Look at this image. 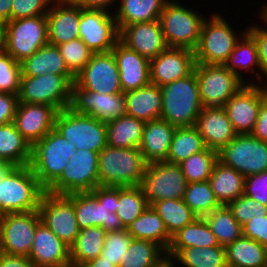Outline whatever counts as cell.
<instances>
[{
    "instance_id": "6125c7cd",
    "label": "cell",
    "mask_w": 267,
    "mask_h": 267,
    "mask_svg": "<svg viewBox=\"0 0 267 267\" xmlns=\"http://www.w3.org/2000/svg\"><path fill=\"white\" fill-rule=\"evenodd\" d=\"M13 0H0V23L5 24L11 20Z\"/></svg>"
},
{
    "instance_id": "d6986e66",
    "label": "cell",
    "mask_w": 267,
    "mask_h": 267,
    "mask_svg": "<svg viewBox=\"0 0 267 267\" xmlns=\"http://www.w3.org/2000/svg\"><path fill=\"white\" fill-rule=\"evenodd\" d=\"M75 83L86 91L100 94L123 93L113 52L93 53L90 61L76 75Z\"/></svg>"
},
{
    "instance_id": "836d02e7",
    "label": "cell",
    "mask_w": 267,
    "mask_h": 267,
    "mask_svg": "<svg viewBox=\"0 0 267 267\" xmlns=\"http://www.w3.org/2000/svg\"><path fill=\"white\" fill-rule=\"evenodd\" d=\"M32 146L19 133L14 122L0 125V162L13 166L30 165Z\"/></svg>"
},
{
    "instance_id": "d4e9b609",
    "label": "cell",
    "mask_w": 267,
    "mask_h": 267,
    "mask_svg": "<svg viewBox=\"0 0 267 267\" xmlns=\"http://www.w3.org/2000/svg\"><path fill=\"white\" fill-rule=\"evenodd\" d=\"M81 7L71 0H54L46 14L48 42L60 45L79 38Z\"/></svg>"
},
{
    "instance_id": "e7e4bbea",
    "label": "cell",
    "mask_w": 267,
    "mask_h": 267,
    "mask_svg": "<svg viewBox=\"0 0 267 267\" xmlns=\"http://www.w3.org/2000/svg\"><path fill=\"white\" fill-rule=\"evenodd\" d=\"M6 53V29L5 24L0 23V55Z\"/></svg>"
},
{
    "instance_id": "5b68a950",
    "label": "cell",
    "mask_w": 267,
    "mask_h": 267,
    "mask_svg": "<svg viewBox=\"0 0 267 267\" xmlns=\"http://www.w3.org/2000/svg\"><path fill=\"white\" fill-rule=\"evenodd\" d=\"M44 191L30 165L14 166L0 181V216L38 210Z\"/></svg>"
},
{
    "instance_id": "f5cc1de1",
    "label": "cell",
    "mask_w": 267,
    "mask_h": 267,
    "mask_svg": "<svg viewBox=\"0 0 267 267\" xmlns=\"http://www.w3.org/2000/svg\"><path fill=\"white\" fill-rule=\"evenodd\" d=\"M54 0H13L11 20L43 16L49 11Z\"/></svg>"
},
{
    "instance_id": "ee69618b",
    "label": "cell",
    "mask_w": 267,
    "mask_h": 267,
    "mask_svg": "<svg viewBox=\"0 0 267 267\" xmlns=\"http://www.w3.org/2000/svg\"><path fill=\"white\" fill-rule=\"evenodd\" d=\"M172 259L183 267H228L223 246L182 248Z\"/></svg>"
},
{
    "instance_id": "680465c9",
    "label": "cell",
    "mask_w": 267,
    "mask_h": 267,
    "mask_svg": "<svg viewBox=\"0 0 267 267\" xmlns=\"http://www.w3.org/2000/svg\"><path fill=\"white\" fill-rule=\"evenodd\" d=\"M251 135L267 142V97L262 101Z\"/></svg>"
},
{
    "instance_id": "9c48e42d",
    "label": "cell",
    "mask_w": 267,
    "mask_h": 267,
    "mask_svg": "<svg viewBox=\"0 0 267 267\" xmlns=\"http://www.w3.org/2000/svg\"><path fill=\"white\" fill-rule=\"evenodd\" d=\"M54 129L76 145V150L86 149L99 153L107 146L106 123L95 117L74 113L70 108L58 112Z\"/></svg>"
},
{
    "instance_id": "484cf974",
    "label": "cell",
    "mask_w": 267,
    "mask_h": 267,
    "mask_svg": "<svg viewBox=\"0 0 267 267\" xmlns=\"http://www.w3.org/2000/svg\"><path fill=\"white\" fill-rule=\"evenodd\" d=\"M195 126L205 146L217 152L238 135L224 107H203Z\"/></svg>"
},
{
    "instance_id": "cb8c5ba5",
    "label": "cell",
    "mask_w": 267,
    "mask_h": 267,
    "mask_svg": "<svg viewBox=\"0 0 267 267\" xmlns=\"http://www.w3.org/2000/svg\"><path fill=\"white\" fill-rule=\"evenodd\" d=\"M119 40L149 60L168 47L159 20L124 26L120 30Z\"/></svg>"
},
{
    "instance_id": "8d00e7d4",
    "label": "cell",
    "mask_w": 267,
    "mask_h": 267,
    "mask_svg": "<svg viewBox=\"0 0 267 267\" xmlns=\"http://www.w3.org/2000/svg\"><path fill=\"white\" fill-rule=\"evenodd\" d=\"M126 230L133 239L153 241L165 251L171 244L172 237L168 234L163 220L152 206H148L136 220L129 224Z\"/></svg>"
},
{
    "instance_id": "bcb514c9",
    "label": "cell",
    "mask_w": 267,
    "mask_h": 267,
    "mask_svg": "<svg viewBox=\"0 0 267 267\" xmlns=\"http://www.w3.org/2000/svg\"><path fill=\"white\" fill-rule=\"evenodd\" d=\"M183 200L197 217H204L221 206L209 181L188 183Z\"/></svg>"
},
{
    "instance_id": "7c38bea8",
    "label": "cell",
    "mask_w": 267,
    "mask_h": 267,
    "mask_svg": "<svg viewBox=\"0 0 267 267\" xmlns=\"http://www.w3.org/2000/svg\"><path fill=\"white\" fill-rule=\"evenodd\" d=\"M194 70L203 107H223L245 84L225 65L195 63Z\"/></svg>"
},
{
    "instance_id": "b9f144b4",
    "label": "cell",
    "mask_w": 267,
    "mask_h": 267,
    "mask_svg": "<svg viewBox=\"0 0 267 267\" xmlns=\"http://www.w3.org/2000/svg\"><path fill=\"white\" fill-rule=\"evenodd\" d=\"M206 148L196 126L176 127L166 162L179 164Z\"/></svg>"
},
{
    "instance_id": "4dcf8cb0",
    "label": "cell",
    "mask_w": 267,
    "mask_h": 267,
    "mask_svg": "<svg viewBox=\"0 0 267 267\" xmlns=\"http://www.w3.org/2000/svg\"><path fill=\"white\" fill-rule=\"evenodd\" d=\"M21 76H40L46 73L74 75L67 67L56 45L50 43L39 48L21 63Z\"/></svg>"
},
{
    "instance_id": "ac0fdd59",
    "label": "cell",
    "mask_w": 267,
    "mask_h": 267,
    "mask_svg": "<svg viewBox=\"0 0 267 267\" xmlns=\"http://www.w3.org/2000/svg\"><path fill=\"white\" fill-rule=\"evenodd\" d=\"M69 108L74 113L95 117L100 122L108 123L126 115V100L124 93L100 94L86 91L74 82L71 85Z\"/></svg>"
},
{
    "instance_id": "e0dca14e",
    "label": "cell",
    "mask_w": 267,
    "mask_h": 267,
    "mask_svg": "<svg viewBox=\"0 0 267 267\" xmlns=\"http://www.w3.org/2000/svg\"><path fill=\"white\" fill-rule=\"evenodd\" d=\"M119 34L114 13L81 8L79 38L93 53L110 52L119 41Z\"/></svg>"
},
{
    "instance_id": "2e32d148",
    "label": "cell",
    "mask_w": 267,
    "mask_h": 267,
    "mask_svg": "<svg viewBox=\"0 0 267 267\" xmlns=\"http://www.w3.org/2000/svg\"><path fill=\"white\" fill-rule=\"evenodd\" d=\"M40 222L38 210L1 215L0 252L28 257Z\"/></svg>"
},
{
    "instance_id": "94428289",
    "label": "cell",
    "mask_w": 267,
    "mask_h": 267,
    "mask_svg": "<svg viewBox=\"0 0 267 267\" xmlns=\"http://www.w3.org/2000/svg\"><path fill=\"white\" fill-rule=\"evenodd\" d=\"M75 5L83 9H108L113 6L117 0H71Z\"/></svg>"
},
{
    "instance_id": "44dd1931",
    "label": "cell",
    "mask_w": 267,
    "mask_h": 267,
    "mask_svg": "<svg viewBox=\"0 0 267 267\" xmlns=\"http://www.w3.org/2000/svg\"><path fill=\"white\" fill-rule=\"evenodd\" d=\"M58 112L51 105L18 102L14 124L33 146L54 128Z\"/></svg>"
},
{
    "instance_id": "be15d7a7",
    "label": "cell",
    "mask_w": 267,
    "mask_h": 267,
    "mask_svg": "<svg viewBox=\"0 0 267 267\" xmlns=\"http://www.w3.org/2000/svg\"><path fill=\"white\" fill-rule=\"evenodd\" d=\"M81 267H118L112 264V262H109L105 259L103 256H99L96 259H93L86 264L82 265Z\"/></svg>"
},
{
    "instance_id": "4fadbf2b",
    "label": "cell",
    "mask_w": 267,
    "mask_h": 267,
    "mask_svg": "<svg viewBox=\"0 0 267 267\" xmlns=\"http://www.w3.org/2000/svg\"><path fill=\"white\" fill-rule=\"evenodd\" d=\"M218 160L245 178L267 170V142L238 134L218 152Z\"/></svg>"
},
{
    "instance_id": "db71d44e",
    "label": "cell",
    "mask_w": 267,
    "mask_h": 267,
    "mask_svg": "<svg viewBox=\"0 0 267 267\" xmlns=\"http://www.w3.org/2000/svg\"><path fill=\"white\" fill-rule=\"evenodd\" d=\"M244 195L267 206V170L245 178Z\"/></svg>"
},
{
    "instance_id": "603a6c76",
    "label": "cell",
    "mask_w": 267,
    "mask_h": 267,
    "mask_svg": "<svg viewBox=\"0 0 267 267\" xmlns=\"http://www.w3.org/2000/svg\"><path fill=\"white\" fill-rule=\"evenodd\" d=\"M28 257L34 267H71L70 247L42 221L37 225Z\"/></svg>"
},
{
    "instance_id": "4316f807",
    "label": "cell",
    "mask_w": 267,
    "mask_h": 267,
    "mask_svg": "<svg viewBox=\"0 0 267 267\" xmlns=\"http://www.w3.org/2000/svg\"><path fill=\"white\" fill-rule=\"evenodd\" d=\"M111 51L117 62L123 93L150 83L149 59L128 48L120 40Z\"/></svg>"
},
{
    "instance_id": "91938a15",
    "label": "cell",
    "mask_w": 267,
    "mask_h": 267,
    "mask_svg": "<svg viewBox=\"0 0 267 267\" xmlns=\"http://www.w3.org/2000/svg\"><path fill=\"white\" fill-rule=\"evenodd\" d=\"M0 267H34L29 257L0 252Z\"/></svg>"
},
{
    "instance_id": "8fae6325",
    "label": "cell",
    "mask_w": 267,
    "mask_h": 267,
    "mask_svg": "<svg viewBox=\"0 0 267 267\" xmlns=\"http://www.w3.org/2000/svg\"><path fill=\"white\" fill-rule=\"evenodd\" d=\"M98 157V152L76 150L61 176L46 191L61 195L92 192L99 186Z\"/></svg>"
},
{
    "instance_id": "7dc6e473",
    "label": "cell",
    "mask_w": 267,
    "mask_h": 267,
    "mask_svg": "<svg viewBox=\"0 0 267 267\" xmlns=\"http://www.w3.org/2000/svg\"><path fill=\"white\" fill-rule=\"evenodd\" d=\"M218 160V152L205 148L192 154L186 160L179 163L180 168L188 183L209 181L215 162Z\"/></svg>"
},
{
    "instance_id": "60d3db41",
    "label": "cell",
    "mask_w": 267,
    "mask_h": 267,
    "mask_svg": "<svg viewBox=\"0 0 267 267\" xmlns=\"http://www.w3.org/2000/svg\"><path fill=\"white\" fill-rule=\"evenodd\" d=\"M165 258L166 251L157 243L132 239L118 267H155Z\"/></svg>"
},
{
    "instance_id": "74e56055",
    "label": "cell",
    "mask_w": 267,
    "mask_h": 267,
    "mask_svg": "<svg viewBox=\"0 0 267 267\" xmlns=\"http://www.w3.org/2000/svg\"><path fill=\"white\" fill-rule=\"evenodd\" d=\"M228 267H267V248L241 236L225 247Z\"/></svg>"
},
{
    "instance_id": "1f68e13d",
    "label": "cell",
    "mask_w": 267,
    "mask_h": 267,
    "mask_svg": "<svg viewBox=\"0 0 267 267\" xmlns=\"http://www.w3.org/2000/svg\"><path fill=\"white\" fill-rule=\"evenodd\" d=\"M209 182L221 205H227L244 194L245 177L219 160L213 166Z\"/></svg>"
},
{
    "instance_id": "f907efd6",
    "label": "cell",
    "mask_w": 267,
    "mask_h": 267,
    "mask_svg": "<svg viewBox=\"0 0 267 267\" xmlns=\"http://www.w3.org/2000/svg\"><path fill=\"white\" fill-rule=\"evenodd\" d=\"M21 75V63L16 62L7 52L0 55V92L18 95Z\"/></svg>"
},
{
    "instance_id": "c3c4849f",
    "label": "cell",
    "mask_w": 267,
    "mask_h": 267,
    "mask_svg": "<svg viewBox=\"0 0 267 267\" xmlns=\"http://www.w3.org/2000/svg\"><path fill=\"white\" fill-rule=\"evenodd\" d=\"M68 69L76 76L90 61L93 52L80 39L57 45Z\"/></svg>"
},
{
    "instance_id": "d590c367",
    "label": "cell",
    "mask_w": 267,
    "mask_h": 267,
    "mask_svg": "<svg viewBox=\"0 0 267 267\" xmlns=\"http://www.w3.org/2000/svg\"><path fill=\"white\" fill-rule=\"evenodd\" d=\"M145 122L124 115L106 123L107 145L115 148H139Z\"/></svg>"
},
{
    "instance_id": "6da1fadb",
    "label": "cell",
    "mask_w": 267,
    "mask_h": 267,
    "mask_svg": "<svg viewBox=\"0 0 267 267\" xmlns=\"http://www.w3.org/2000/svg\"><path fill=\"white\" fill-rule=\"evenodd\" d=\"M119 187L98 186L92 192L73 193V205L79 229L102 227L106 232L126 229L116 214Z\"/></svg>"
},
{
    "instance_id": "30bf717a",
    "label": "cell",
    "mask_w": 267,
    "mask_h": 267,
    "mask_svg": "<svg viewBox=\"0 0 267 267\" xmlns=\"http://www.w3.org/2000/svg\"><path fill=\"white\" fill-rule=\"evenodd\" d=\"M5 29L6 52L18 63L49 43L46 15L10 20Z\"/></svg>"
},
{
    "instance_id": "3957f363",
    "label": "cell",
    "mask_w": 267,
    "mask_h": 267,
    "mask_svg": "<svg viewBox=\"0 0 267 267\" xmlns=\"http://www.w3.org/2000/svg\"><path fill=\"white\" fill-rule=\"evenodd\" d=\"M160 89L161 119L176 127L194 126L203 108L195 70L184 78L161 86Z\"/></svg>"
},
{
    "instance_id": "f546056e",
    "label": "cell",
    "mask_w": 267,
    "mask_h": 267,
    "mask_svg": "<svg viewBox=\"0 0 267 267\" xmlns=\"http://www.w3.org/2000/svg\"><path fill=\"white\" fill-rule=\"evenodd\" d=\"M220 246L216 236L203 217L180 229L172 236L171 244L166 251V257L173 258L182 248Z\"/></svg>"
},
{
    "instance_id": "681fc988",
    "label": "cell",
    "mask_w": 267,
    "mask_h": 267,
    "mask_svg": "<svg viewBox=\"0 0 267 267\" xmlns=\"http://www.w3.org/2000/svg\"><path fill=\"white\" fill-rule=\"evenodd\" d=\"M132 236L126 230L115 232H107L101 256L112 262L115 266H119L122 257L129 249L132 241Z\"/></svg>"
},
{
    "instance_id": "e575fe53",
    "label": "cell",
    "mask_w": 267,
    "mask_h": 267,
    "mask_svg": "<svg viewBox=\"0 0 267 267\" xmlns=\"http://www.w3.org/2000/svg\"><path fill=\"white\" fill-rule=\"evenodd\" d=\"M106 233L99 226L80 229L75 242L70 246L71 267H81L99 257L103 250Z\"/></svg>"
},
{
    "instance_id": "52a82bcc",
    "label": "cell",
    "mask_w": 267,
    "mask_h": 267,
    "mask_svg": "<svg viewBox=\"0 0 267 267\" xmlns=\"http://www.w3.org/2000/svg\"><path fill=\"white\" fill-rule=\"evenodd\" d=\"M75 75L46 73L40 76H21L18 101L22 103L46 104L58 111L69 108L71 85Z\"/></svg>"
},
{
    "instance_id": "9f6ffc18",
    "label": "cell",
    "mask_w": 267,
    "mask_h": 267,
    "mask_svg": "<svg viewBox=\"0 0 267 267\" xmlns=\"http://www.w3.org/2000/svg\"><path fill=\"white\" fill-rule=\"evenodd\" d=\"M242 234L267 248V215L254 216L242 226Z\"/></svg>"
},
{
    "instance_id": "ab89813d",
    "label": "cell",
    "mask_w": 267,
    "mask_h": 267,
    "mask_svg": "<svg viewBox=\"0 0 267 267\" xmlns=\"http://www.w3.org/2000/svg\"><path fill=\"white\" fill-rule=\"evenodd\" d=\"M152 207L163 220L165 228L171 237L198 218L183 199L160 200L155 202Z\"/></svg>"
},
{
    "instance_id": "d6a6232c",
    "label": "cell",
    "mask_w": 267,
    "mask_h": 267,
    "mask_svg": "<svg viewBox=\"0 0 267 267\" xmlns=\"http://www.w3.org/2000/svg\"><path fill=\"white\" fill-rule=\"evenodd\" d=\"M168 0H119L114 17L119 31L124 27L141 22L159 20Z\"/></svg>"
},
{
    "instance_id": "7402d4cb",
    "label": "cell",
    "mask_w": 267,
    "mask_h": 267,
    "mask_svg": "<svg viewBox=\"0 0 267 267\" xmlns=\"http://www.w3.org/2000/svg\"><path fill=\"white\" fill-rule=\"evenodd\" d=\"M195 66L194 52L184 48L167 47L150 59V83L163 86L189 75Z\"/></svg>"
},
{
    "instance_id": "11a10c76",
    "label": "cell",
    "mask_w": 267,
    "mask_h": 267,
    "mask_svg": "<svg viewBox=\"0 0 267 267\" xmlns=\"http://www.w3.org/2000/svg\"><path fill=\"white\" fill-rule=\"evenodd\" d=\"M246 29L253 36L257 44L261 71L259 82L261 83L262 74L267 78V29L263 25L258 26L257 24H252V26L250 25ZM262 87L267 90V84L263 85Z\"/></svg>"
},
{
    "instance_id": "003e7915",
    "label": "cell",
    "mask_w": 267,
    "mask_h": 267,
    "mask_svg": "<svg viewBox=\"0 0 267 267\" xmlns=\"http://www.w3.org/2000/svg\"><path fill=\"white\" fill-rule=\"evenodd\" d=\"M174 259L166 257L163 261H161L157 266L155 267H175Z\"/></svg>"
},
{
    "instance_id": "816d5d0a",
    "label": "cell",
    "mask_w": 267,
    "mask_h": 267,
    "mask_svg": "<svg viewBox=\"0 0 267 267\" xmlns=\"http://www.w3.org/2000/svg\"><path fill=\"white\" fill-rule=\"evenodd\" d=\"M227 206L241 226L249 222L254 216L267 215L266 205L244 194L229 202Z\"/></svg>"
},
{
    "instance_id": "277c9868",
    "label": "cell",
    "mask_w": 267,
    "mask_h": 267,
    "mask_svg": "<svg viewBox=\"0 0 267 267\" xmlns=\"http://www.w3.org/2000/svg\"><path fill=\"white\" fill-rule=\"evenodd\" d=\"M75 152L76 145L54 128L32 146L30 167L45 191L61 176Z\"/></svg>"
},
{
    "instance_id": "6f0895ef",
    "label": "cell",
    "mask_w": 267,
    "mask_h": 267,
    "mask_svg": "<svg viewBox=\"0 0 267 267\" xmlns=\"http://www.w3.org/2000/svg\"><path fill=\"white\" fill-rule=\"evenodd\" d=\"M18 95L0 92V125L14 122Z\"/></svg>"
},
{
    "instance_id": "ffe728a7",
    "label": "cell",
    "mask_w": 267,
    "mask_h": 267,
    "mask_svg": "<svg viewBox=\"0 0 267 267\" xmlns=\"http://www.w3.org/2000/svg\"><path fill=\"white\" fill-rule=\"evenodd\" d=\"M267 90L258 83L244 84L223 106L238 134H251Z\"/></svg>"
},
{
    "instance_id": "9a60e30c",
    "label": "cell",
    "mask_w": 267,
    "mask_h": 267,
    "mask_svg": "<svg viewBox=\"0 0 267 267\" xmlns=\"http://www.w3.org/2000/svg\"><path fill=\"white\" fill-rule=\"evenodd\" d=\"M38 211L41 221L69 247L79 234L73 205V193L68 195L53 194L44 191Z\"/></svg>"
},
{
    "instance_id": "7a4b0ae2",
    "label": "cell",
    "mask_w": 267,
    "mask_h": 267,
    "mask_svg": "<svg viewBox=\"0 0 267 267\" xmlns=\"http://www.w3.org/2000/svg\"><path fill=\"white\" fill-rule=\"evenodd\" d=\"M147 163L139 148L106 146L99 152L100 186H138L145 175Z\"/></svg>"
},
{
    "instance_id": "03108f58",
    "label": "cell",
    "mask_w": 267,
    "mask_h": 267,
    "mask_svg": "<svg viewBox=\"0 0 267 267\" xmlns=\"http://www.w3.org/2000/svg\"><path fill=\"white\" fill-rule=\"evenodd\" d=\"M14 166L8 162H0V181Z\"/></svg>"
},
{
    "instance_id": "a7ac6f4b",
    "label": "cell",
    "mask_w": 267,
    "mask_h": 267,
    "mask_svg": "<svg viewBox=\"0 0 267 267\" xmlns=\"http://www.w3.org/2000/svg\"><path fill=\"white\" fill-rule=\"evenodd\" d=\"M260 15L261 16L259 18L263 19L262 21H264V23L266 24V27H267V5L265 7H263Z\"/></svg>"
},
{
    "instance_id": "f35d334b",
    "label": "cell",
    "mask_w": 267,
    "mask_h": 267,
    "mask_svg": "<svg viewBox=\"0 0 267 267\" xmlns=\"http://www.w3.org/2000/svg\"><path fill=\"white\" fill-rule=\"evenodd\" d=\"M224 65L244 83L245 81L241 75L242 72H240L242 70H245L244 72H256L255 75L256 77L258 76V80H260V72H257L258 69L260 70L257 44L255 39L247 31V29L242 32V37H240V39L236 43L233 52L230 54L228 61Z\"/></svg>"
},
{
    "instance_id": "ba28073f",
    "label": "cell",
    "mask_w": 267,
    "mask_h": 267,
    "mask_svg": "<svg viewBox=\"0 0 267 267\" xmlns=\"http://www.w3.org/2000/svg\"><path fill=\"white\" fill-rule=\"evenodd\" d=\"M205 19L194 51L195 63L224 65L240 39L223 16L217 13Z\"/></svg>"
},
{
    "instance_id": "83f0119b",
    "label": "cell",
    "mask_w": 267,
    "mask_h": 267,
    "mask_svg": "<svg viewBox=\"0 0 267 267\" xmlns=\"http://www.w3.org/2000/svg\"><path fill=\"white\" fill-rule=\"evenodd\" d=\"M175 129L161 118L145 122L139 150L147 164L167 160Z\"/></svg>"
},
{
    "instance_id": "7bdbcfd3",
    "label": "cell",
    "mask_w": 267,
    "mask_h": 267,
    "mask_svg": "<svg viewBox=\"0 0 267 267\" xmlns=\"http://www.w3.org/2000/svg\"><path fill=\"white\" fill-rule=\"evenodd\" d=\"M203 218L216 236L220 246L226 247L243 235L242 226L227 205H221Z\"/></svg>"
},
{
    "instance_id": "f6af8a7d",
    "label": "cell",
    "mask_w": 267,
    "mask_h": 267,
    "mask_svg": "<svg viewBox=\"0 0 267 267\" xmlns=\"http://www.w3.org/2000/svg\"><path fill=\"white\" fill-rule=\"evenodd\" d=\"M148 206L140 185L119 187L116 214L125 228L136 220Z\"/></svg>"
},
{
    "instance_id": "f1b7e54d",
    "label": "cell",
    "mask_w": 267,
    "mask_h": 267,
    "mask_svg": "<svg viewBox=\"0 0 267 267\" xmlns=\"http://www.w3.org/2000/svg\"><path fill=\"white\" fill-rule=\"evenodd\" d=\"M126 100V115L135 117L144 122L161 118L162 92L160 86L148 85L124 92Z\"/></svg>"
},
{
    "instance_id": "5bb4252c",
    "label": "cell",
    "mask_w": 267,
    "mask_h": 267,
    "mask_svg": "<svg viewBox=\"0 0 267 267\" xmlns=\"http://www.w3.org/2000/svg\"><path fill=\"white\" fill-rule=\"evenodd\" d=\"M188 182L179 164L157 162L147 164L140 187L149 206L167 199H183Z\"/></svg>"
},
{
    "instance_id": "8992f818",
    "label": "cell",
    "mask_w": 267,
    "mask_h": 267,
    "mask_svg": "<svg viewBox=\"0 0 267 267\" xmlns=\"http://www.w3.org/2000/svg\"><path fill=\"white\" fill-rule=\"evenodd\" d=\"M205 18L203 14L184 7L176 0H168L159 22L168 47L195 51Z\"/></svg>"
}]
</instances>
